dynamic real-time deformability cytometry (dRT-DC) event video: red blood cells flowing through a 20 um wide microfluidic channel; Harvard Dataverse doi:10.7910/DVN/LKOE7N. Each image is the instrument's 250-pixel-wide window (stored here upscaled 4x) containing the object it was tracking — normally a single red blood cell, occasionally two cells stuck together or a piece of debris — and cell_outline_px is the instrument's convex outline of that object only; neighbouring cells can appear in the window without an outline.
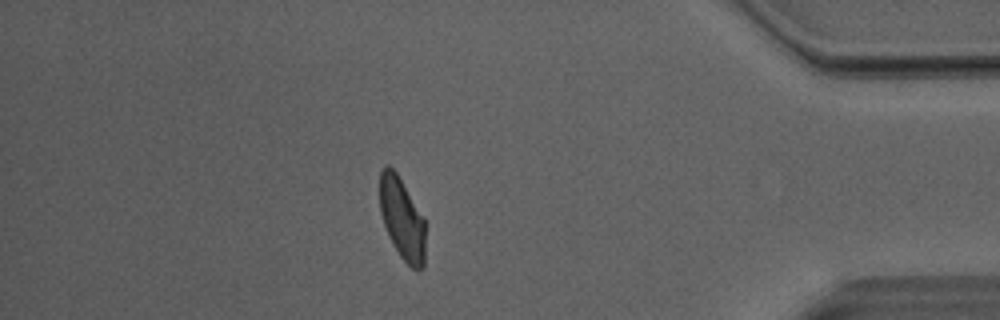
{"species": "Egyptian fruit bat (a non-hibernating species)", "species_latin": "Rousettus aegyptiacus", "temperature_condition": "room temperature", "stored_images_in_passage": 51, "camera_frame_rate_fps": 3000, "um_per_image_px": 0.085, "animal": {"sex": "male"}, "frame": {"image": 1, "passage_image": 44, "time_ms": 14.333, "image_size_px": [1000, 320], "cell_outline_px": [[424, 268], [416, 272], [400, 256], [392, 244], [388, 236], [380, 212], [380, 172], [388, 164], [396, 172], [424, 216]], "centroid_in_image_um": [34.18, 18.61], "position_along_channel_um": 401.0, "area_um2": 21.79}, "authors_computed_cell_mechanics": {"area_um2": 23.4668, "velocity_mm_per_s": 4.0449, "shape_relaxation_time_tau1_ms": null, "shape_relaxation_time_tau2_ms": 1.4379, "deformation_change_tau1": null, "deformation_change_tau2": 0.0792}}